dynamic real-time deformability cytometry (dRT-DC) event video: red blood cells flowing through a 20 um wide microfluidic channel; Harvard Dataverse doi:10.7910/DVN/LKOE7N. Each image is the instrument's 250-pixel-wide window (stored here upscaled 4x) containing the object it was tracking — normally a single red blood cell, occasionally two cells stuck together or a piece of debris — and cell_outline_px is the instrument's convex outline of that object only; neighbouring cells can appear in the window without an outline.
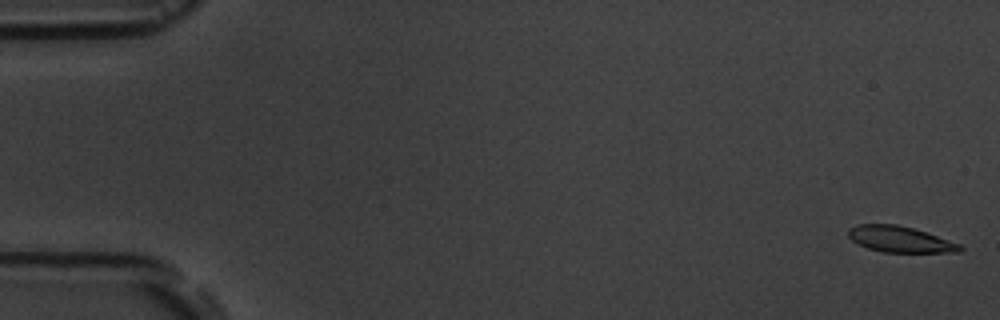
{"species": "common noctule bat (a hibernating species)", "species_latin": "Nyctalus noctula", "temperature_condition": "room temperature", "stored_images_in_passage": 6, "camera_frame_rate_fps": 3000, "um_per_image_px": 0.085, "animal": {"sex": "male", "body_mass_g": 19.5, "forearm_length_mm": 54.6}, "frame": {"image": 1, "passage_image": 1, "time_ms": 0.0, "image_size_px": [1000, 320], "cell_outline_px": [[964, 248], [960, 252], [884, 252], [868, 248], [852, 240], [848, 236], [848, 228], [856, 224], [896, 224], [912, 228], [960, 244]], "centroid_in_image_um": [76.47, 20.33], "position_along_channel_um": 8.5, "area_um2": 16.7}}
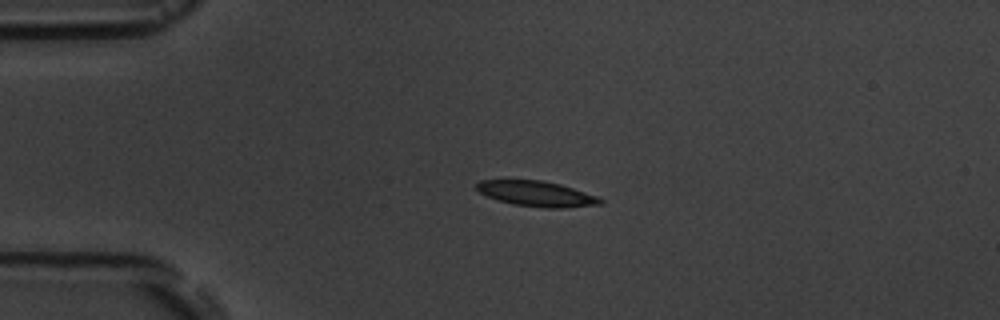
{"frame": {"image": 2, "passage_image": 4, "time_ms": 4.0, "image_size_px": [1000, 320], "cell_outline_px": [[604, 204], [560, 208], [548, 208], [512, 204], [484, 196], [476, 188], [476, 184], [480, 180], [544, 180], [560, 184], [596, 196], [604, 200]], "centroid_in_image_um": [45.59, 16.47], "position_along_channel_um": 39.4, "area_um2": 18.26}}
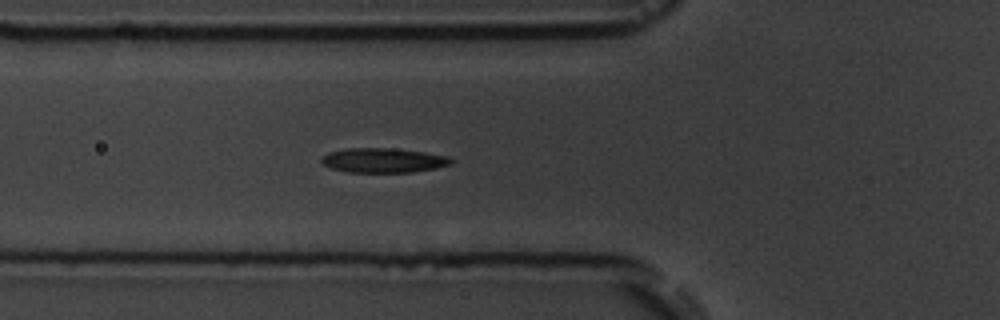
{"frame": {"image": 3, "passage_image": 6, "time_ms": 6.333, "image_size_px": [1000, 320], "cell_outline_px": [[456, 160], [452, 164], [436, 168], [412, 172], [348, 172], [332, 168], [324, 164], [320, 160], [320, 156], [328, 152], [348, 148], [392, 148], [424, 152], [448, 156]], "centroid_in_image_um": [32.6, 13.62], "position_along_channel_um": 93.2, "area_um2": 18.67}}